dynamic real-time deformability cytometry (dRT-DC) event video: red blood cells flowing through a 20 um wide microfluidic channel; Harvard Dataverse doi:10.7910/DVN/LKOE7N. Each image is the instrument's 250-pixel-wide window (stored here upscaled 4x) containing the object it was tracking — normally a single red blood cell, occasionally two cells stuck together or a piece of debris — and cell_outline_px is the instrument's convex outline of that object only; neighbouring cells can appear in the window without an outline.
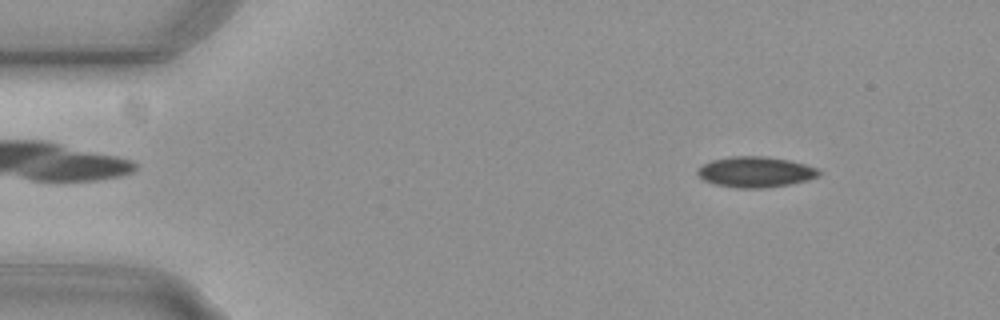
{"species": "common noctule bat (a hibernating species)", "species_latin": "Nyctalus noctula", "temperature_condition": "cold", "stored_images_in_passage": 56, "segment_of_instrument_passage": [1, 2], "camera_frame_rate_fps": 3000, "um_per_image_px": 0.085, "animal": {"sex": "female", "body_mass_g": 29.2, "forearm_length_mm": 56.3}, "frame": {"image": 1, "passage_image": 7, "time_ms": 2.0, "image_size_px": [1000, 320], "cell_outline_px": [[820, 172], [816, 176], [804, 180], [788, 184], [760, 188], [740, 188], [716, 184], [704, 180], [696, 172], [704, 164], [712, 160], [732, 156], [764, 156], [788, 160], [804, 164], [816, 168]], "centroid_in_image_um": [64.18, 14.6], "position_along_channel_um": 20.8, "area_um2": 21.1}}
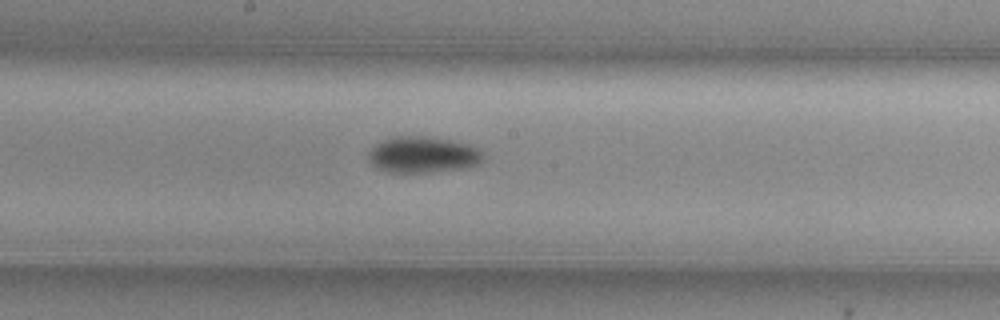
{"frame": {"image": 2, "passage_image": 29, "time_ms": 9.333, "image_size_px": [1000, 320], "cell_outline_px": [[480, 160], [476, 164], [464, 168], [432, 172], [388, 172], [376, 168], [368, 160], [368, 152], [376, 144], [392, 136], [432, 136], [452, 140], [468, 144], [476, 148], [480, 152]], "centroid_in_image_um": [35.87, 13.14], "position_along_channel_um": 212.3, "area_um2": 24.1}}
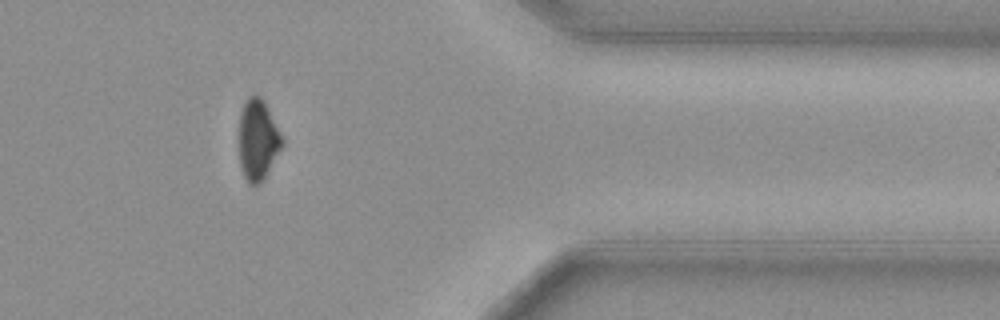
{"frame": {"image": 3, "passage_image": 45, "time_ms": 14.667, "image_size_px": [1000, 320], "cell_outline_px": [[284, 144], [260, 184], [248, 184], [244, 176], [240, 164], [240, 112], [248, 96], [260, 96], [268, 108], [284, 140]], "centroid_in_image_um": [21.93, 11.89], "position_along_channel_um": 389.5, "area_um2": 19.94}}